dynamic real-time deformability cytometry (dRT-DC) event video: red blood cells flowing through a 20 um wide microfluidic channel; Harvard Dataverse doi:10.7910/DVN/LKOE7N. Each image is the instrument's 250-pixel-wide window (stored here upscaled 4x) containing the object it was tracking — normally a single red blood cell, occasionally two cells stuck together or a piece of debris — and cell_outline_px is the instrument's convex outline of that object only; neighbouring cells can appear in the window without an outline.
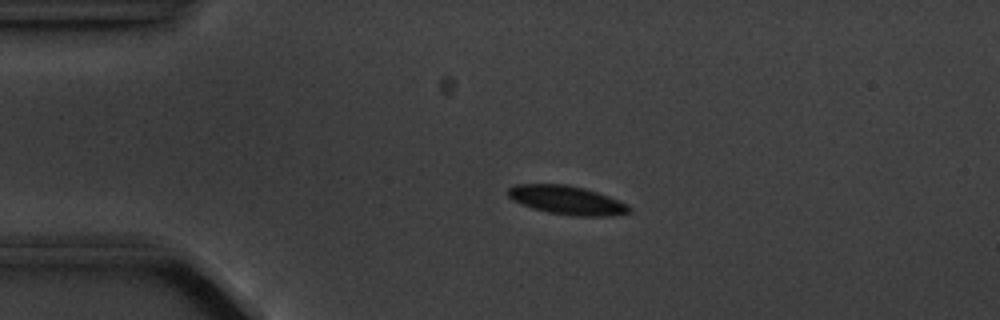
{"species": "common noctule bat (a hibernating species)", "species_latin": "Nyctalus noctula", "temperature_condition": "cold", "stored_images_in_passage": 4, "camera_frame_rate_fps": 3000, "um_per_image_px": 0.085, "animal": {"sex": "male", "body_mass_g": 20.1, "forearm_length_mm": 53.5}, "frame": {"image": 1, "passage_image": 3, "time_ms": 2.667, "image_size_px": [1000, 320], "cell_outline_px": [[632, 212], [612, 216], [576, 216], [548, 212], [532, 208], [520, 204], [512, 200], [508, 196], [508, 188], [516, 184], [568, 184], [584, 188], [608, 196], [628, 204], [632, 208]], "centroid_in_image_um": [48.2, 17.01], "position_along_channel_um": 36.8, "area_um2": 20.4}}